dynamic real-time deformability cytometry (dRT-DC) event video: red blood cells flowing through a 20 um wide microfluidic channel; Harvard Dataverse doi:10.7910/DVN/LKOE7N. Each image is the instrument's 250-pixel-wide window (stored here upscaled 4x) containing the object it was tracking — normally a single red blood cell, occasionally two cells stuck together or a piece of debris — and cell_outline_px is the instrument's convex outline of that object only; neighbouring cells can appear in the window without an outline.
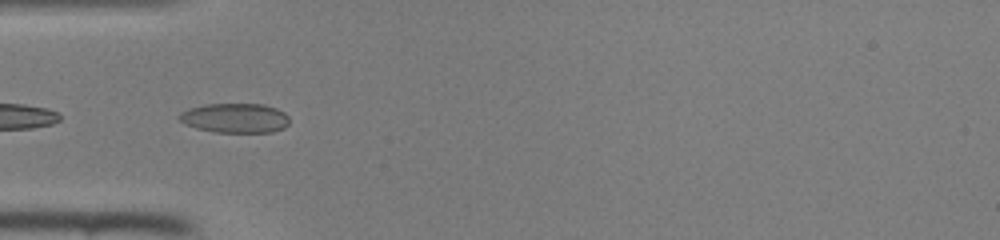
{"species": "common noctule bat (a hibernating species)", "species_latin": "Nyctalus noctula", "temperature_condition": "room temperature", "stored_images_in_passage": 6, "camera_frame_rate_fps": 3000, "um_per_image_px": 0.085, "animal": {"sex": "female", "body_mass_g": 22.0, "forearm_length_mm": 56.7}, "frame": {"image": 1, "passage_image": 4, "time_ms": 1.0, "image_size_px": [1000, 240], "cell_outline_px": [[288, 124], [284, 128], [272, 132], [212, 132], [196, 128], [184, 124], [176, 116], [180, 112], [188, 108], [204, 104], [264, 104], [276, 108], [284, 112], [288, 116]], "centroid_in_image_um": [19.94, 10.03], "position_along_channel_um": 65.1, "area_um2": 19.19}}